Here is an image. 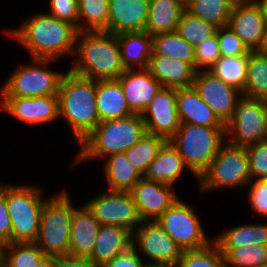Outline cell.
Listing matches in <instances>:
<instances>
[{
    "label": "cell",
    "mask_w": 267,
    "mask_h": 267,
    "mask_svg": "<svg viewBox=\"0 0 267 267\" xmlns=\"http://www.w3.org/2000/svg\"><path fill=\"white\" fill-rule=\"evenodd\" d=\"M217 38L221 56L249 55L251 52L229 26L217 29Z\"/></svg>",
    "instance_id": "cell-43"
},
{
    "label": "cell",
    "mask_w": 267,
    "mask_h": 267,
    "mask_svg": "<svg viewBox=\"0 0 267 267\" xmlns=\"http://www.w3.org/2000/svg\"><path fill=\"white\" fill-rule=\"evenodd\" d=\"M247 67L248 55L221 56L208 71L243 94Z\"/></svg>",
    "instance_id": "cell-33"
},
{
    "label": "cell",
    "mask_w": 267,
    "mask_h": 267,
    "mask_svg": "<svg viewBox=\"0 0 267 267\" xmlns=\"http://www.w3.org/2000/svg\"><path fill=\"white\" fill-rule=\"evenodd\" d=\"M249 187V204L253 213L267 217V178L255 179L248 183Z\"/></svg>",
    "instance_id": "cell-44"
},
{
    "label": "cell",
    "mask_w": 267,
    "mask_h": 267,
    "mask_svg": "<svg viewBox=\"0 0 267 267\" xmlns=\"http://www.w3.org/2000/svg\"><path fill=\"white\" fill-rule=\"evenodd\" d=\"M228 26L250 51H256L265 34L267 23L255 0H237Z\"/></svg>",
    "instance_id": "cell-18"
},
{
    "label": "cell",
    "mask_w": 267,
    "mask_h": 267,
    "mask_svg": "<svg viewBox=\"0 0 267 267\" xmlns=\"http://www.w3.org/2000/svg\"><path fill=\"white\" fill-rule=\"evenodd\" d=\"M36 185L6 184V204L12 222L11 243L35 242L46 198Z\"/></svg>",
    "instance_id": "cell-7"
},
{
    "label": "cell",
    "mask_w": 267,
    "mask_h": 267,
    "mask_svg": "<svg viewBox=\"0 0 267 267\" xmlns=\"http://www.w3.org/2000/svg\"><path fill=\"white\" fill-rule=\"evenodd\" d=\"M100 226L93 213L85 204L76 207L73 212L70 228L69 255L90 258Z\"/></svg>",
    "instance_id": "cell-21"
},
{
    "label": "cell",
    "mask_w": 267,
    "mask_h": 267,
    "mask_svg": "<svg viewBox=\"0 0 267 267\" xmlns=\"http://www.w3.org/2000/svg\"><path fill=\"white\" fill-rule=\"evenodd\" d=\"M185 10L182 0H152L145 31L151 36L175 32Z\"/></svg>",
    "instance_id": "cell-28"
},
{
    "label": "cell",
    "mask_w": 267,
    "mask_h": 267,
    "mask_svg": "<svg viewBox=\"0 0 267 267\" xmlns=\"http://www.w3.org/2000/svg\"><path fill=\"white\" fill-rule=\"evenodd\" d=\"M267 100V56L251 51L248 55L245 90L242 94Z\"/></svg>",
    "instance_id": "cell-35"
},
{
    "label": "cell",
    "mask_w": 267,
    "mask_h": 267,
    "mask_svg": "<svg viewBox=\"0 0 267 267\" xmlns=\"http://www.w3.org/2000/svg\"><path fill=\"white\" fill-rule=\"evenodd\" d=\"M36 267H57V257L45 256Z\"/></svg>",
    "instance_id": "cell-49"
},
{
    "label": "cell",
    "mask_w": 267,
    "mask_h": 267,
    "mask_svg": "<svg viewBox=\"0 0 267 267\" xmlns=\"http://www.w3.org/2000/svg\"><path fill=\"white\" fill-rule=\"evenodd\" d=\"M174 186L146 179L144 176L130 191L143 221L157 220L179 198Z\"/></svg>",
    "instance_id": "cell-17"
},
{
    "label": "cell",
    "mask_w": 267,
    "mask_h": 267,
    "mask_svg": "<svg viewBox=\"0 0 267 267\" xmlns=\"http://www.w3.org/2000/svg\"><path fill=\"white\" fill-rule=\"evenodd\" d=\"M178 264L180 267H225L224 256L214 241L201 249L184 250Z\"/></svg>",
    "instance_id": "cell-40"
},
{
    "label": "cell",
    "mask_w": 267,
    "mask_h": 267,
    "mask_svg": "<svg viewBox=\"0 0 267 267\" xmlns=\"http://www.w3.org/2000/svg\"><path fill=\"white\" fill-rule=\"evenodd\" d=\"M255 1L259 5L261 12L267 23V0H255Z\"/></svg>",
    "instance_id": "cell-52"
},
{
    "label": "cell",
    "mask_w": 267,
    "mask_h": 267,
    "mask_svg": "<svg viewBox=\"0 0 267 267\" xmlns=\"http://www.w3.org/2000/svg\"><path fill=\"white\" fill-rule=\"evenodd\" d=\"M192 86L219 120L226 125L242 93L215 77L210 71H196Z\"/></svg>",
    "instance_id": "cell-15"
},
{
    "label": "cell",
    "mask_w": 267,
    "mask_h": 267,
    "mask_svg": "<svg viewBox=\"0 0 267 267\" xmlns=\"http://www.w3.org/2000/svg\"><path fill=\"white\" fill-rule=\"evenodd\" d=\"M183 157L171 141H165L159 148L156 158L150 163L144 177L155 182L175 186L178 179L184 175Z\"/></svg>",
    "instance_id": "cell-26"
},
{
    "label": "cell",
    "mask_w": 267,
    "mask_h": 267,
    "mask_svg": "<svg viewBox=\"0 0 267 267\" xmlns=\"http://www.w3.org/2000/svg\"><path fill=\"white\" fill-rule=\"evenodd\" d=\"M49 15L67 21L78 29V0H50Z\"/></svg>",
    "instance_id": "cell-45"
},
{
    "label": "cell",
    "mask_w": 267,
    "mask_h": 267,
    "mask_svg": "<svg viewBox=\"0 0 267 267\" xmlns=\"http://www.w3.org/2000/svg\"><path fill=\"white\" fill-rule=\"evenodd\" d=\"M3 32L24 47L30 58L57 61L62 56L74 55L79 33L75 25L47 12L36 13L24 20L18 28Z\"/></svg>",
    "instance_id": "cell-1"
},
{
    "label": "cell",
    "mask_w": 267,
    "mask_h": 267,
    "mask_svg": "<svg viewBox=\"0 0 267 267\" xmlns=\"http://www.w3.org/2000/svg\"><path fill=\"white\" fill-rule=\"evenodd\" d=\"M59 118H64L80 143L100 123L96 106V80L65 72L59 91Z\"/></svg>",
    "instance_id": "cell-3"
},
{
    "label": "cell",
    "mask_w": 267,
    "mask_h": 267,
    "mask_svg": "<svg viewBox=\"0 0 267 267\" xmlns=\"http://www.w3.org/2000/svg\"><path fill=\"white\" fill-rule=\"evenodd\" d=\"M217 29L215 26L191 15L185 10L178 22L176 31L182 38L195 47L204 40L214 36Z\"/></svg>",
    "instance_id": "cell-39"
},
{
    "label": "cell",
    "mask_w": 267,
    "mask_h": 267,
    "mask_svg": "<svg viewBox=\"0 0 267 267\" xmlns=\"http://www.w3.org/2000/svg\"><path fill=\"white\" fill-rule=\"evenodd\" d=\"M153 55L186 61L195 68V47L177 31L152 36Z\"/></svg>",
    "instance_id": "cell-32"
},
{
    "label": "cell",
    "mask_w": 267,
    "mask_h": 267,
    "mask_svg": "<svg viewBox=\"0 0 267 267\" xmlns=\"http://www.w3.org/2000/svg\"><path fill=\"white\" fill-rule=\"evenodd\" d=\"M104 174L109 190L131 191L143 177L127 160L125 152L107 156Z\"/></svg>",
    "instance_id": "cell-29"
},
{
    "label": "cell",
    "mask_w": 267,
    "mask_h": 267,
    "mask_svg": "<svg viewBox=\"0 0 267 267\" xmlns=\"http://www.w3.org/2000/svg\"><path fill=\"white\" fill-rule=\"evenodd\" d=\"M118 80L128 107L134 114H142L162 88L148 69L125 70Z\"/></svg>",
    "instance_id": "cell-19"
},
{
    "label": "cell",
    "mask_w": 267,
    "mask_h": 267,
    "mask_svg": "<svg viewBox=\"0 0 267 267\" xmlns=\"http://www.w3.org/2000/svg\"><path fill=\"white\" fill-rule=\"evenodd\" d=\"M220 57L216 32L214 36L195 46V70L208 71Z\"/></svg>",
    "instance_id": "cell-42"
},
{
    "label": "cell",
    "mask_w": 267,
    "mask_h": 267,
    "mask_svg": "<svg viewBox=\"0 0 267 267\" xmlns=\"http://www.w3.org/2000/svg\"><path fill=\"white\" fill-rule=\"evenodd\" d=\"M176 104L181 123L225 127L213 110L199 97L193 86L176 89Z\"/></svg>",
    "instance_id": "cell-24"
},
{
    "label": "cell",
    "mask_w": 267,
    "mask_h": 267,
    "mask_svg": "<svg viewBox=\"0 0 267 267\" xmlns=\"http://www.w3.org/2000/svg\"><path fill=\"white\" fill-rule=\"evenodd\" d=\"M133 233L116 225H101L91 257L97 266L104 267L118 254L132 247Z\"/></svg>",
    "instance_id": "cell-23"
},
{
    "label": "cell",
    "mask_w": 267,
    "mask_h": 267,
    "mask_svg": "<svg viewBox=\"0 0 267 267\" xmlns=\"http://www.w3.org/2000/svg\"><path fill=\"white\" fill-rule=\"evenodd\" d=\"M139 1H142V2H145V3L150 4V2H151L152 0H139Z\"/></svg>",
    "instance_id": "cell-54"
},
{
    "label": "cell",
    "mask_w": 267,
    "mask_h": 267,
    "mask_svg": "<svg viewBox=\"0 0 267 267\" xmlns=\"http://www.w3.org/2000/svg\"><path fill=\"white\" fill-rule=\"evenodd\" d=\"M251 181L246 147L234 146L225 141L210 163L207 170L199 177L200 192L215 189H238L248 186Z\"/></svg>",
    "instance_id": "cell-8"
},
{
    "label": "cell",
    "mask_w": 267,
    "mask_h": 267,
    "mask_svg": "<svg viewBox=\"0 0 267 267\" xmlns=\"http://www.w3.org/2000/svg\"><path fill=\"white\" fill-rule=\"evenodd\" d=\"M237 0H189L185 9L191 15L216 28L228 26L229 17Z\"/></svg>",
    "instance_id": "cell-31"
},
{
    "label": "cell",
    "mask_w": 267,
    "mask_h": 267,
    "mask_svg": "<svg viewBox=\"0 0 267 267\" xmlns=\"http://www.w3.org/2000/svg\"><path fill=\"white\" fill-rule=\"evenodd\" d=\"M52 59H31V64L15 69L0 90V97H38L58 95L65 72L49 69Z\"/></svg>",
    "instance_id": "cell-9"
},
{
    "label": "cell",
    "mask_w": 267,
    "mask_h": 267,
    "mask_svg": "<svg viewBox=\"0 0 267 267\" xmlns=\"http://www.w3.org/2000/svg\"><path fill=\"white\" fill-rule=\"evenodd\" d=\"M259 267H267V263H265V264H263V265H261Z\"/></svg>",
    "instance_id": "cell-55"
},
{
    "label": "cell",
    "mask_w": 267,
    "mask_h": 267,
    "mask_svg": "<svg viewBox=\"0 0 267 267\" xmlns=\"http://www.w3.org/2000/svg\"><path fill=\"white\" fill-rule=\"evenodd\" d=\"M3 248L4 245L0 243V267H2Z\"/></svg>",
    "instance_id": "cell-53"
},
{
    "label": "cell",
    "mask_w": 267,
    "mask_h": 267,
    "mask_svg": "<svg viewBox=\"0 0 267 267\" xmlns=\"http://www.w3.org/2000/svg\"><path fill=\"white\" fill-rule=\"evenodd\" d=\"M145 267H180L178 263H148Z\"/></svg>",
    "instance_id": "cell-51"
},
{
    "label": "cell",
    "mask_w": 267,
    "mask_h": 267,
    "mask_svg": "<svg viewBox=\"0 0 267 267\" xmlns=\"http://www.w3.org/2000/svg\"><path fill=\"white\" fill-rule=\"evenodd\" d=\"M75 208L65 190L45 201L40 216L38 237L34 243L46 256L69 255L70 228Z\"/></svg>",
    "instance_id": "cell-6"
},
{
    "label": "cell",
    "mask_w": 267,
    "mask_h": 267,
    "mask_svg": "<svg viewBox=\"0 0 267 267\" xmlns=\"http://www.w3.org/2000/svg\"><path fill=\"white\" fill-rule=\"evenodd\" d=\"M74 57L69 70L88 79H118L125 71L117 35L105 31L79 32Z\"/></svg>",
    "instance_id": "cell-2"
},
{
    "label": "cell",
    "mask_w": 267,
    "mask_h": 267,
    "mask_svg": "<svg viewBox=\"0 0 267 267\" xmlns=\"http://www.w3.org/2000/svg\"><path fill=\"white\" fill-rule=\"evenodd\" d=\"M110 0H78V31H105Z\"/></svg>",
    "instance_id": "cell-34"
},
{
    "label": "cell",
    "mask_w": 267,
    "mask_h": 267,
    "mask_svg": "<svg viewBox=\"0 0 267 267\" xmlns=\"http://www.w3.org/2000/svg\"><path fill=\"white\" fill-rule=\"evenodd\" d=\"M162 87L180 89L193 85L196 70L186 61L160 55L150 57L147 68Z\"/></svg>",
    "instance_id": "cell-22"
},
{
    "label": "cell",
    "mask_w": 267,
    "mask_h": 267,
    "mask_svg": "<svg viewBox=\"0 0 267 267\" xmlns=\"http://www.w3.org/2000/svg\"><path fill=\"white\" fill-rule=\"evenodd\" d=\"M45 256L34 242L9 243L3 248L2 267H36Z\"/></svg>",
    "instance_id": "cell-37"
},
{
    "label": "cell",
    "mask_w": 267,
    "mask_h": 267,
    "mask_svg": "<svg viewBox=\"0 0 267 267\" xmlns=\"http://www.w3.org/2000/svg\"><path fill=\"white\" fill-rule=\"evenodd\" d=\"M156 222L183 250L201 249L213 241L195 211L180 198Z\"/></svg>",
    "instance_id": "cell-11"
},
{
    "label": "cell",
    "mask_w": 267,
    "mask_h": 267,
    "mask_svg": "<svg viewBox=\"0 0 267 267\" xmlns=\"http://www.w3.org/2000/svg\"><path fill=\"white\" fill-rule=\"evenodd\" d=\"M141 115L146 133L170 141L181 125L176 104V89L160 88Z\"/></svg>",
    "instance_id": "cell-14"
},
{
    "label": "cell",
    "mask_w": 267,
    "mask_h": 267,
    "mask_svg": "<svg viewBox=\"0 0 267 267\" xmlns=\"http://www.w3.org/2000/svg\"><path fill=\"white\" fill-rule=\"evenodd\" d=\"M132 246L149 263H178L184 252L156 220L141 222L133 232Z\"/></svg>",
    "instance_id": "cell-13"
},
{
    "label": "cell",
    "mask_w": 267,
    "mask_h": 267,
    "mask_svg": "<svg viewBox=\"0 0 267 267\" xmlns=\"http://www.w3.org/2000/svg\"><path fill=\"white\" fill-rule=\"evenodd\" d=\"M219 249L224 256L225 267H259L267 263V245Z\"/></svg>",
    "instance_id": "cell-38"
},
{
    "label": "cell",
    "mask_w": 267,
    "mask_h": 267,
    "mask_svg": "<svg viewBox=\"0 0 267 267\" xmlns=\"http://www.w3.org/2000/svg\"><path fill=\"white\" fill-rule=\"evenodd\" d=\"M219 248H237L244 245H267V223L229 227L215 236Z\"/></svg>",
    "instance_id": "cell-30"
},
{
    "label": "cell",
    "mask_w": 267,
    "mask_h": 267,
    "mask_svg": "<svg viewBox=\"0 0 267 267\" xmlns=\"http://www.w3.org/2000/svg\"><path fill=\"white\" fill-rule=\"evenodd\" d=\"M96 106L100 122L134 114L118 79L96 80Z\"/></svg>",
    "instance_id": "cell-25"
},
{
    "label": "cell",
    "mask_w": 267,
    "mask_h": 267,
    "mask_svg": "<svg viewBox=\"0 0 267 267\" xmlns=\"http://www.w3.org/2000/svg\"><path fill=\"white\" fill-rule=\"evenodd\" d=\"M164 142L165 140L162 137L145 133L136 144L125 151L127 160L144 176Z\"/></svg>",
    "instance_id": "cell-36"
},
{
    "label": "cell",
    "mask_w": 267,
    "mask_h": 267,
    "mask_svg": "<svg viewBox=\"0 0 267 267\" xmlns=\"http://www.w3.org/2000/svg\"><path fill=\"white\" fill-rule=\"evenodd\" d=\"M12 222L6 204V184L0 182V243L4 246L11 243Z\"/></svg>",
    "instance_id": "cell-46"
},
{
    "label": "cell",
    "mask_w": 267,
    "mask_h": 267,
    "mask_svg": "<svg viewBox=\"0 0 267 267\" xmlns=\"http://www.w3.org/2000/svg\"><path fill=\"white\" fill-rule=\"evenodd\" d=\"M225 134L229 144L241 147L267 139V100L242 95L225 125Z\"/></svg>",
    "instance_id": "cell-10"
},
{
    "label": "cell",
    "mask_w": 267,
    "mask_h": 267,
    "mask_svg": "<svg viewBox=\"0 0 267 267\" xmlns=\"http://www.w3.org/2000/svg\"><path fill=\"white\" fill-rule=\"evenodd\" d=\"M0 109L30 125L52 123L59 118L58 95L0 97Z\"/></svg>",
    "instance_id": "cell-16"
},
{
    "label": "cell",
    "mask_w": 267,
    "mask_h": 267,
    "mask_svg": "<svg viewBox=\"0 0 267 267\" xmlns=\"http://www.w3.org/2000/svg\"><path fill=\"white\" fill-rule=\"evenodd\" d=\"M85 205L100 225L121 226L133 233L143 221L130 191L107 189Z\"/></svg>",
    "instance_id": "cell-12"
},
{
    "label": "cell",
    "mask_w": 267,
    "mask_h": 267,
    "mask_svg": "<svg viewBox=\"0 0 267 267\" xmlns=\"http://www.w3.org/2000/svg\"><path fill=\"white\" fill-rule=\"evenodd\" d=\"M197 180L207 170L226 141L225 127H206L181 123L170 140Z\"/></svg>",
    "instance_id": "cell-5"
},
{
    "label": "cell",
    "mask_w": 267,
    "mask_h": 267,
    "mask_svg": "<svg viewBox=\"0 0 267 267\" xmlns=\"http://www.w3.org/2000/svg\"><path fill=\"white\" fill-rule=\"evenodd\" d=\"M57 267H99L89 258L82 257H57Z\"/></svg>",
    "instance_id": "cell-48"
},
{
    "label": "cell",
    "mask_w": 267,
    "mask_h": 267,
    "mask_svg": "<svg viewBox=\"0 0 267 267\" xmlns=\"http://www.w3.org/2000/svg\"><path fill=\"white\" fill-rule=\"evenodd\" d=\"M256 52L260 55L267 56V28L264 36L262 37L261 44L257 48Z\"/></svg>",
    "instance_id": "cell-50"
},
{
    "label": "cell",
    "mask_w": 267,
    "mask_h": 267,
    "mask_svg": "<svg viewBox=\"0 0 267 267\" xmlns=\"http://www.w3.org/2000/svg\"><path fill=\"white\" fill-rule=\"evenodd\" d=\"M119 40L121 63L125 70L147 69L153 55L152 36L144 32L121 33Z\"/></svg>",
    "instance_id": "cell-27"
},
{
    "label": "cell",
    "mask_w": 267,
    "mask_h": 267,
    "mask_svg": "<svg viewBox=\"0 0 267 267\" xmlns=\"http://www.w3.org/2000/svg\"><path fill=\"white\" fill-rule=\"evenodd\" d=\"M145 133V124L141 114L102 121L80 143V149L73 164L96 158L105 159L107 156L125 152Z\"/></svg>",
    "instance_id": "cell-4"
},
{
    "label": "cell",
    "mask_w": 267,
    "mask_h": 267,
    "mask_svg": "<svg viewBox=\"0 0 267 267\" xmlns=\"http://www.w3.org/2000/svg\"><path fill=\"white\" fill-rule=\"evenodd\" d=\"M251 180L267 178V139L246 147Z\"/></svg>",
    "instance_id": "cell-41"
},
{
    "label": "cell",
    "mask_w": 267,
    "mask_h": 267,
    "mask_svg": "<svg viewBox=\"0 0 267 267\" xmlns=\"http://www.w3.org/2000/svg\"><path fill=\"white\" fill-rule=\"evenodd\" d=\"M150 4L139 0H110L107 32H144Z\"/></svg>",
    "instance_id": "cell-20"
},
{
    "label": "cell",
    "mask_w": 267,
    "mask_h": 267,
    "mask_svg": "<svg viewBox=\"0 0 267 267\" xmlns=\"http://www.w3.org/2000/svg\"><path fill=\"white\" fill-rule=\"evenodd\" d=\"M146 264L141 259V255L132 246L127 251L114 257L104 267H145Z\"/></svg>",
    "instance_id": "cell-47"
}]
</instances>
